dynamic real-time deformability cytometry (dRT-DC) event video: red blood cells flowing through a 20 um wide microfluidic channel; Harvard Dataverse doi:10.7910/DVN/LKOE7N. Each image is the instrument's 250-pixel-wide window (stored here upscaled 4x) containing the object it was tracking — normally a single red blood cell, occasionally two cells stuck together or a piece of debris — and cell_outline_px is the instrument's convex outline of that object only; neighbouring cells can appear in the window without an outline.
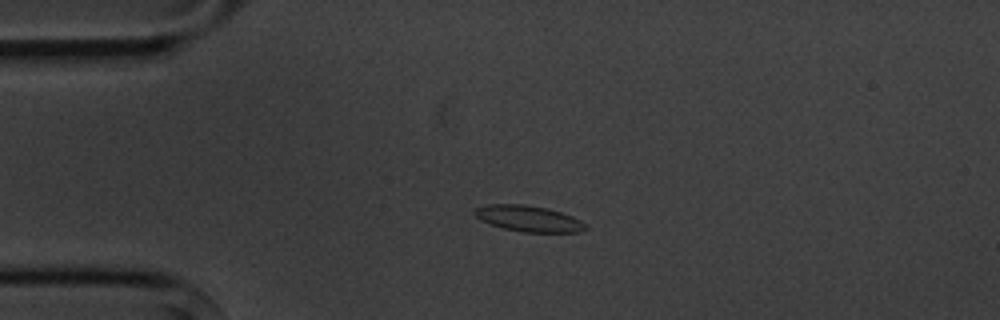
{"species": "common noctule bat (a hibernating species)", "species_latin": "Nyctalus noctula", "temperature_condition": "cold", "stored_images_in_passage": 3, "camera_frame_rate_fps": 3000, "um_per_image_px": 0.085, "animal": {"sex": "male", "body_mass_g": 20.1, "forearm_length_mm": 53.5}, "frame": {"image": 1, "passage_image": 2, "time_ms": 1.0, "image_size_px": [1000, 320], "cell_outline_px": [[588, 228], [580, 232], [524, 232], [504, 228], [480, 220], [472, 212], [476, 208], [488, 204], [524, 204], [548, 208], [572, 216], [588, 224]], "centroid_in_image_um": [44.96, 18.57], "position_along_channel_um": 40.0, "area_um2": 16.82}}